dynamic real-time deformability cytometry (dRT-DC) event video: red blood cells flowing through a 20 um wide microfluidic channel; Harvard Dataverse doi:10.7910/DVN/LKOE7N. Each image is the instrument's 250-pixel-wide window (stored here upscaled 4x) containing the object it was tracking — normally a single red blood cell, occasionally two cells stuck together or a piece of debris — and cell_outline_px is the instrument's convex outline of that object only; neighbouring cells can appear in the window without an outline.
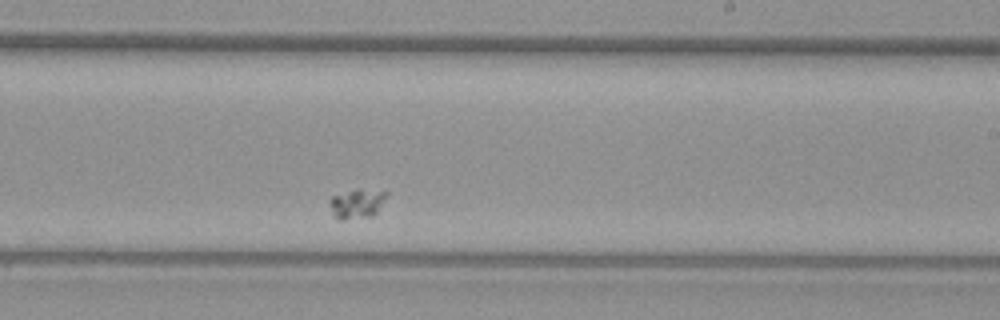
{"species": "common noctule bat (a hibernating species)", "species_latin": "Nyctalus noctula", "temperature_condition": "warm", "stored_images_in_passage": 29, "camera_frame_rate_fps": 3000, "um_per_image_px": 0.085, "animal": {"sex": "female", "body_mass_g": 29.2, "forearm_length_mm": 56.3}, "frame": {"image": 1, "passage_image": 17, "time_ms": 5.333, "image_size_px": [1000, 320], "cell_outline_px": [[388, 196], [376, 212], [372, 216], [344, 220], [340, 220], [332, 216], [328, 200], [332, 196], [356, 188], [388, 192]], "centroid_in_image_um": [30.3, 17.31], "position_along_channel_um": 258.7, "area_um2": 10.0}}